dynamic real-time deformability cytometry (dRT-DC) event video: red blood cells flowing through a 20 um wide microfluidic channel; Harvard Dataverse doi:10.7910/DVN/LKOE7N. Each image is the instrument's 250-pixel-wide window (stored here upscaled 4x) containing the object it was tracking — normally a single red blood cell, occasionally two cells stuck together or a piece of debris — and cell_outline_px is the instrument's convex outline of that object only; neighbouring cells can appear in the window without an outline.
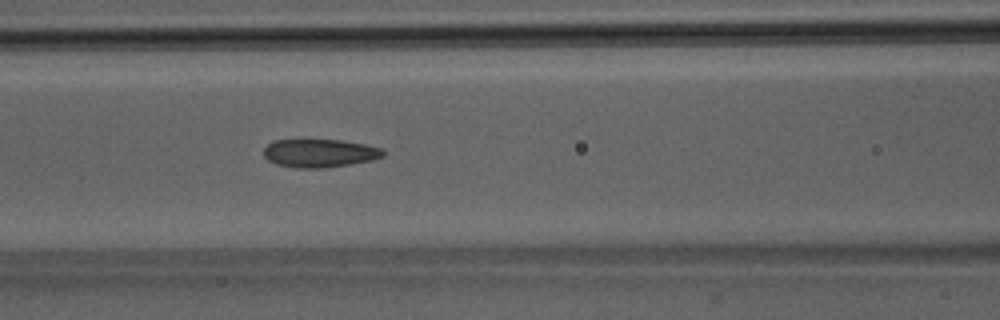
{"species": "Egyptian fruit bat (a non-hibernating species)", "species_latin": "Rousettus aegyptiacus", "temperature_condition": "room temperature", "stored_images_in_passage": 51, "camera_frame_rate_fps": 3000, "um_per_image_px": 0.085, "animal": {"sex": "male"}, "frame": {"image": 1, "passage_image": 22, "time_ms": 7.0, "image_size_px": [1000, 320], "cell_outline_px": [[384, 156], [372, 160], [352, 164], [324, 168], [296, 168], [276, 164], [268, 160], [264, 156], [264, 148], [272, 140], [340, 140], [364, 144], [380, 148], [384, 152]], "centroid_in_image_um": [27.15, 13.02], "position_along_channel_um": 139.5, "area_um2": 19.65}}
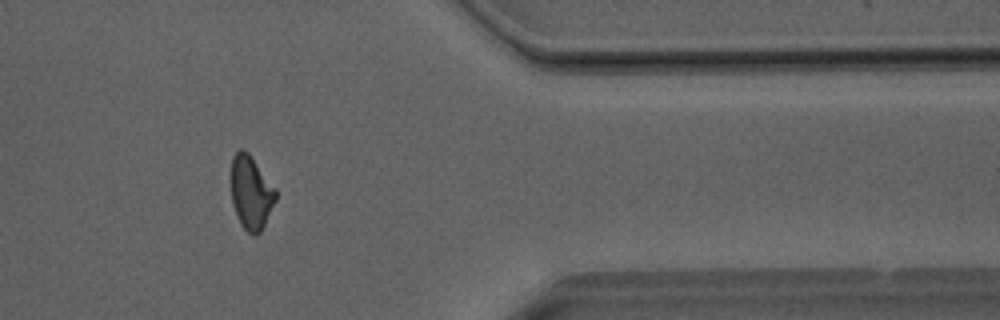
{"frame": {"image": 2, "passage_image": 42, "time_ms": 13.667, "image_size_px": [1000, 320], "cell_outline_px": [[276, 200], [260, 232], [256, 236], [252, 236], [240, 224], [236, 216], [232, 200], [232, 156], [240, 148], [244, 148], [248, 152], [276, 188]], "centroid_in_image_um": [21.34, 16.37], "position_along_channel_um": 390.1, "area_um2": 19.07}}
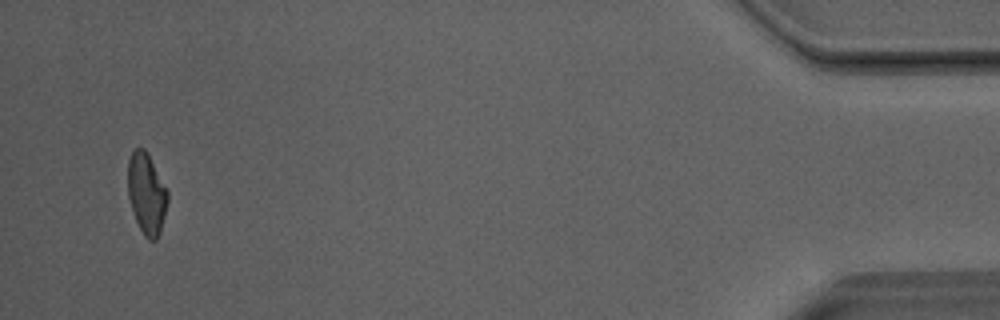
{"frame": {"image": 3, "passage_image": 49, "time_ms": 16.0, "image_size_px": [1000, 320], "cell_outline_px": [[168, 200], [160, 232], [156, 240], [148, 240], [144, 236], [136, 220], [128, 196], [128, 160], [132, 152], [136, 148], [144, 148], [168, 192]], "centroid_in_image_um": [12.45, 16.48], "position_along_channel_um": 422.8, "area_um2": 18.38}, "authors_computed_cell_mechanics": {"area_um2": 19.8832, "velocity_mm_per_s": 4.0541, "shape_relaxation_time_tau1_ms": 10.9051, "shape_relaxation_time_tau2_ms": 2.1885, "deformation_change_tau1": 0.24, "deformation_change_tau2": 0.0863}}